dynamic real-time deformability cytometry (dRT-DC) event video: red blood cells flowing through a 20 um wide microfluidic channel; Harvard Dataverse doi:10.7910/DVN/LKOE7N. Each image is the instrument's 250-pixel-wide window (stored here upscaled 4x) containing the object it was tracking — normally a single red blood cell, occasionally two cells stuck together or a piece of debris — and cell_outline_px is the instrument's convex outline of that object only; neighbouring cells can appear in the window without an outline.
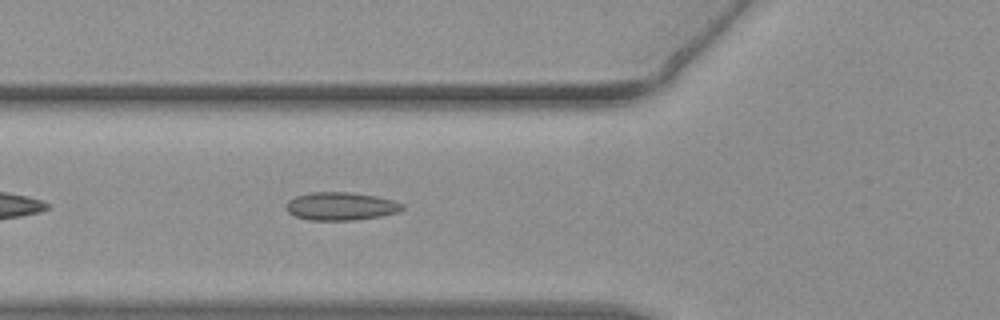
{"species": "common noctule bat (a hibernating species)", "species_latin": "Nyctalus noctula", "temperature_condition": "warm", "stored_images_in_passage": 40, "camera_frame_rate_fps": 3000, "um_per_image_px": 0.085, "animal": {"sex": "female", "body_mass_g": 19.3, "forearm_length_mm": 54.1}, "frame": {"image": 1, "passage_image": 6, "time_ms": 1.667, "image_size_px": [1000, 320], "cell_outline_px": [[404, 208], [400, 212], [380, 216], [356, 220], [308, 220], [296, 216], [288, 212], [284, 208], [284, 204], [288, 200], [296, 196], [312, 192], [348, 192], [376, 196], [392, 200], [404, 204]], "centroid_in_image_um": [28.95, 17.53], "position_along_channel_um": 96.8, "area_um2": 19.13}}
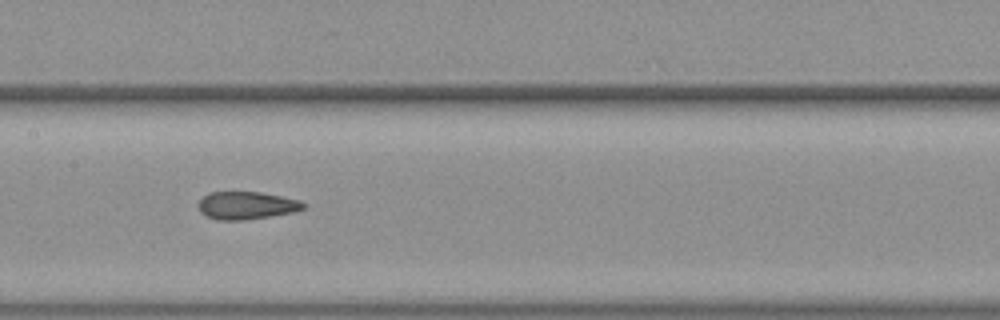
{"frame": {"image": 2, "passage_image": 13, "time_ms": 4.0, "image_size_px": [1000, 320], "cell_outline_px": [[304, 208], [292, 212], [244, 220], [216, 220], [200, 212], [196, 204], [208, 192], [260, 192], [300, 200], [304, 204]], "centroid_in_image_um": [20.89, 17.46], "position_along_channel_um": 186.5, "area_um2": 16.82}}
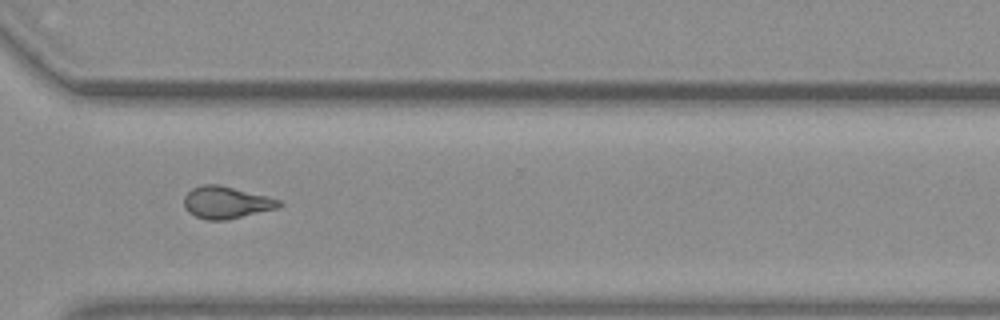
{"frame": {"image": 3, "passage_image": 26, "time_ms": 8.333, "image_size_px": [1000, 320], "cell_outline_px": [[284, 204], [276, 208], [228, 220], [208, 220], [196, 216], [188, 212], [184, 208], [184, 196], [192, 188], [204, 184], [220, 184], [268, 196], [280, 200]], "centroid_in_image_um": [19.22, 17.2], "position_along_channel_um": 351.4, "area_um2": 17.86}, "authors_computed_cell_mechanics": {"area_um2": 17.7446, "velocity_mm_per_s": 3.8119, "shape_relaxation_time_tau1_ms": null, "shape_relaxation_time_tau2_ms": 1.5991, "deformation_change_tau1": null, "deformation_change_tau2": 0.0669}}